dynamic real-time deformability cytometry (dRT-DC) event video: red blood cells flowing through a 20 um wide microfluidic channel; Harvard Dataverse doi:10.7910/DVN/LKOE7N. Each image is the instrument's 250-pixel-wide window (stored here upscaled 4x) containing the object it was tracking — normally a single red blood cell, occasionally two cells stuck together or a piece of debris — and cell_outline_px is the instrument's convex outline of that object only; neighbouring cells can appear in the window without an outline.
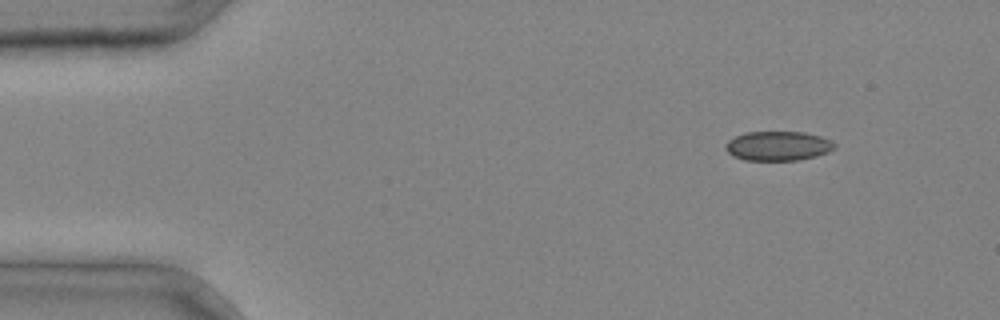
{"species": "common noctule bat (a hibernating species)", "species_latin": "Nyctalus noctula", "temperature_condition": "cold", "stored_images_in_passage": 2, "camera_frame_rate_fps": 3000, "um_per_image_px": 0.085, "animal": {"sex": "male", "body_mass_g": 20.4}, "frame": {"image": 1, "passage_image": 1, "time_ms": 0.0, "image_size_px": [1000, 320], "cell_outline_px": [[836, 148], [828, 152], [816, 156], [800, 160], [744, 160], [732, 156], [724, 148], [724, 144], [728, 140], [744, 132], [804, 132], [820, 136], [832, 140], [836, 144]], "centroid_in_image_um": [66.13, 12.4], "position_along_channel_um": 18.9, "area_um2": 18.9}}